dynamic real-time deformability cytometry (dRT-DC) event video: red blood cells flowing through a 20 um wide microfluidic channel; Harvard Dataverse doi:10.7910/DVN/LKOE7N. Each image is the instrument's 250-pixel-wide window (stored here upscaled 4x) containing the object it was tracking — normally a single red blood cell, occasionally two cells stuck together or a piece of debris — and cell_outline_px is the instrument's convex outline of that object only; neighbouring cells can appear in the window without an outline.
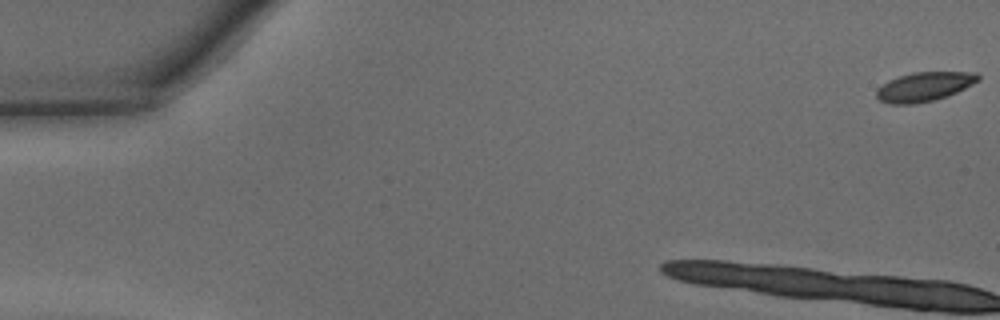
{"species": "common noctule bat (a hibernating species)", "species_latin": "Nyctalus noctula", "temperature_condition": "warm", "stored_images_in_passage": 8, "camera_frame_rate_fps": 3000, "um_per_image_px": 0.085, "animal": {"sex": "male", "body_mass_g": 15.6}, "frame": {"image": 1, "passage_image": 1, "time_ms": 0.0, "image_size_px": [1000, 320], "cell_outline_px": [[980, 80], [948, 96], [916, 104], [888, 104], [880, 100], [876, 96], [876, 88], [888, 80], [912, 72], [976, 72], [980, 76]], "centroid_in_image_um": [78.54, 7.37], "position_along_channel_um": 6.5, "area_um2": 17.34}}